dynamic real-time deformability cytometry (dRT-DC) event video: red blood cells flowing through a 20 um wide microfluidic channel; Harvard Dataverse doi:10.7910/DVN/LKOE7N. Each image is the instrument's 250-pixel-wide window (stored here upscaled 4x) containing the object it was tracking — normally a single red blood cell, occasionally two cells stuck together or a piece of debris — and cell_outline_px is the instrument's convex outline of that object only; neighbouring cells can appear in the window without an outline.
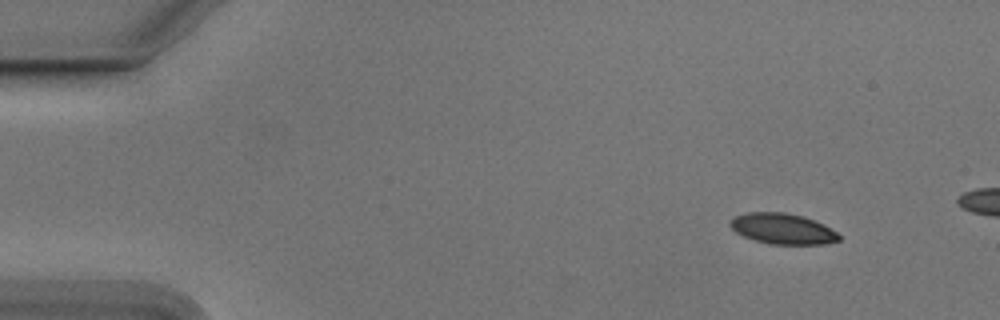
{"species": "Egyptian fruit bat (a non-hibernating species)", "species_latin": "Rousettus aegyptiacus", "temperature_condition": "cold", "stored_images_in_passage": 14, "camera_frame_rate_fps": 3000, "um_per_image_px": 0.085, "animal": {"sex": "male"}, "frame": {"image": 1, "passage_image": 5, "time_ms": 1.333, "image_size_px": [1000, 320], "cell_outline_px": [[840, 240], [824, 244], [768, 244], [744, 236], [736, 232], [728, 224], [728, 220], [736, 216], [748, 212], [784, 212], [804, 216], [824, 224], [836, 232], [840, 236]], "centroid_in_image_um": [66.51, 19.43], "position_along_channel_um": 18.5, "area_um2": 19.48}}